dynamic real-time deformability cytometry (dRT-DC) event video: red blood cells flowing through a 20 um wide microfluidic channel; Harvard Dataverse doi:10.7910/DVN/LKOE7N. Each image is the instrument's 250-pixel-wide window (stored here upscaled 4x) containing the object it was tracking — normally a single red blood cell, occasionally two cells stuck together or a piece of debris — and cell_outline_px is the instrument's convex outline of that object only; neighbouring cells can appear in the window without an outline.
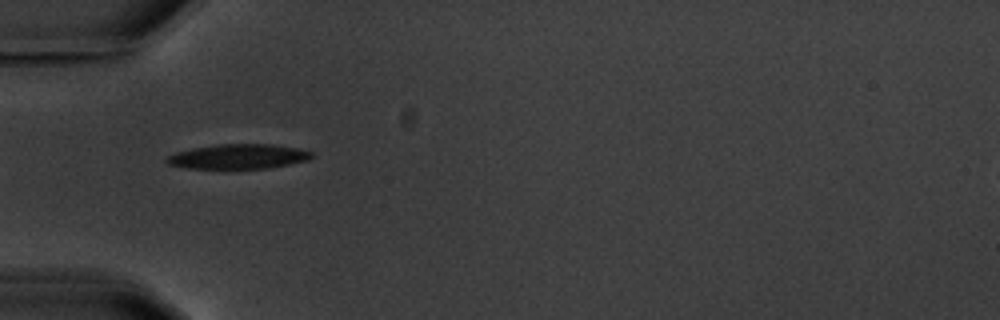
{"species": "common noctule bat (a hibernating species)", "species_latin": "Nyctalus noctula", "temperature_condition": "warm", "stored_images_in_passage": 7, "camera_frame_rate_fps": 3000, "um_per_image_px": 0.085, "animal": {"sex": "male", "body_mass_g": 20.1, "forearm_length_mm": 53.5}, "frame": {"image": 1, "passage_image": 2, "time_ms": 1.333, "image_size_px": [1000, 320], "cell_outline_px": [[312, 156], [308, 160], [268, 168], [188, 168], [168, 164], [164, 160], [168, 156], [176, 152], [192, 148], [216, 144], [272, 144], [300, 148], [312, 152]], "centroid_in_image_um": [20.26, 13.29], "position_along_channel_um": 64.7, "area_um2": 20.81}}